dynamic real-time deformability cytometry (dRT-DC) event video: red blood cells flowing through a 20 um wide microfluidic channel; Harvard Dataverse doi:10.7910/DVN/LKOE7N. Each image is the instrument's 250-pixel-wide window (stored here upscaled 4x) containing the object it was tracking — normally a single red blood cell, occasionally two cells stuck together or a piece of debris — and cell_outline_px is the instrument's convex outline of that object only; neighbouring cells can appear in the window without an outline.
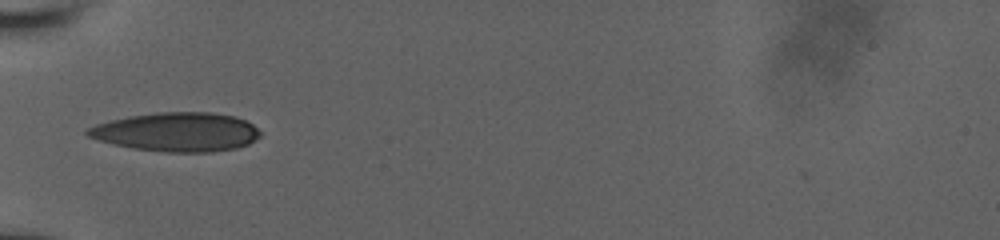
{"species": "human", "species_latin": "Homo sapiens", "temperature_condition": "room temperature", "stored_images_in_passage": 15, "camera_frame_rate_fps": 3000, "um_per_image_px": 0.085, "donor": {"sex": "male"}, "frame": {"image": 1, "passage_image": 4, "time_ms": 2.667, "image_size_px": [1000, 240], "cell_outline_px": [[260, 136], [248, 144], [236, 148], [212, 152], [168, 152], [132, 148], [100, 140], [88, 136], [84, 132], [84, 128], [108, 120], [128, 116], [156, 112], [212, 112], [236, 116], [252, 124], [260, 132]], "centroid_in_image_um": [15.01, 11.2], "position_along_channel_um": 70.0, "area_um2": 39.3}}
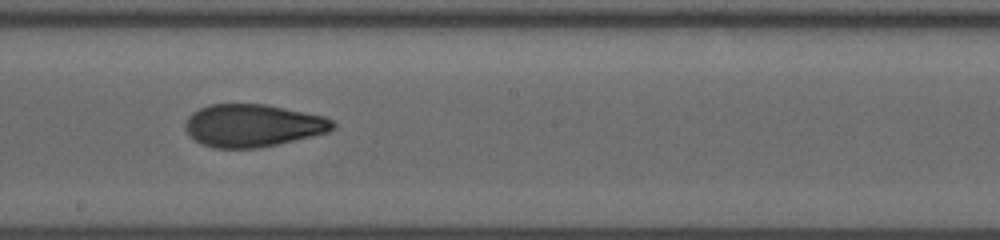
{"frame": {"image": 2, "passage_image": 8, "time_ms": 6.667, "image_size_px": [1000, 240], "cell_outline_px": [[336, 128], [328, 132], [312, 136], [260, 148], [212, 148], [200, 144], [184, 128], [184, 124], [188, 116], [192, 112], [208, 104], [264, 104], [324, 116], [332, 120], [336, 124]], "centroid_in_image_um": [21.48, 10.67], "position_along_channel_um": 226.7, "area_um2": 36.7}}
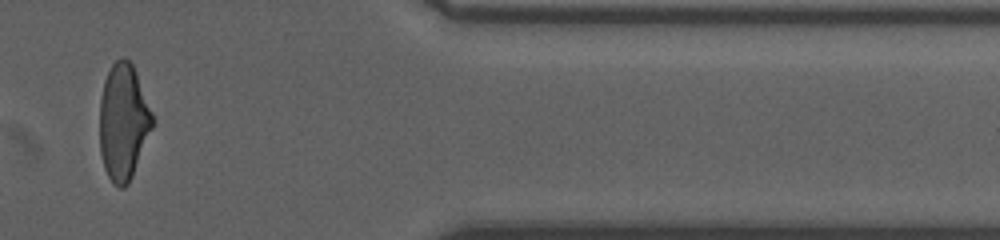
{"frame": {"image": 3, "passage_image": 13, "time_ms": 11.667, "image_size_px": [1000, 240], "cell_outline_px": [[156, 120], [132, 176], [128, 184], [124, 188], [120, 188], [112, 184], [104, 168], [100, 152], [100, 100], [104, 80], [112, 64], [120, 56], [124, 56], [132, 64], [136, 72]], "centroid_in_image_um": [10.49, 10.37], "position_along_channel_um": 400.9, "area_um2": 36.07}}